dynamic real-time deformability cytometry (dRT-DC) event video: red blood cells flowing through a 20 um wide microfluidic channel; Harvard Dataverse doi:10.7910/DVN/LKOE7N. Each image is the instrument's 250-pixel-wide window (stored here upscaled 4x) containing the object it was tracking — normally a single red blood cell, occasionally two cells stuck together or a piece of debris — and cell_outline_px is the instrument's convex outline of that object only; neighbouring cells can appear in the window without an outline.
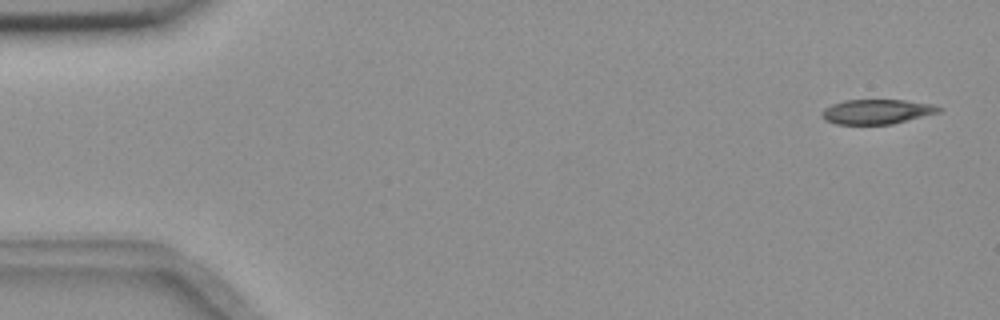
{"species": "common noctule bat (a hibernating species)", "species_latin": "Nyctalus noctula", "temperature_condition": "room temperature", "stored_images_in_passage": 14, "camera_frame_rate_fps": 3000, "um_per_image_px": 0.085, "animal": {"sex": "female", "body_mass_g": 18.4}, "frame": {"image": 1, "passage_image": 1, "time_ms": 0.0, "image_size_px": [1000, 320], "cell_outline_px": [[944, 108], [940, 112], [892, 124], [836, 124], [824, 120], [820, 116], [820, 112], [824, 108], [832, 104], [844, 100], [904, 100], [936, 104]], "centroid_in_image_um": [74.53, 9.48], "position_along_channel_um": 10.5, "area_um2": 17.05}}
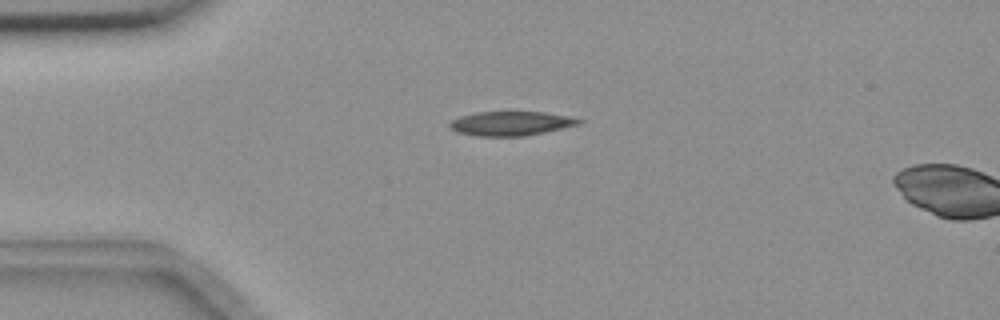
{"frame": {"image": 2, "passage_image": 12, "time_ms": 3.667, "image_size_px": [1000, 320], "cell_outline_px": [[584, 120], [580, 124], [544, 132], [524, 136], [476, 136], [456, 132], [448, 124], [452, 120], [460, 116], [476, 112], [544, 112], [572, 116]], "centroid_in_image_um": [43.44, 10.49], "position_along_channel_um": 41.6, "area_um2": 18.26}}